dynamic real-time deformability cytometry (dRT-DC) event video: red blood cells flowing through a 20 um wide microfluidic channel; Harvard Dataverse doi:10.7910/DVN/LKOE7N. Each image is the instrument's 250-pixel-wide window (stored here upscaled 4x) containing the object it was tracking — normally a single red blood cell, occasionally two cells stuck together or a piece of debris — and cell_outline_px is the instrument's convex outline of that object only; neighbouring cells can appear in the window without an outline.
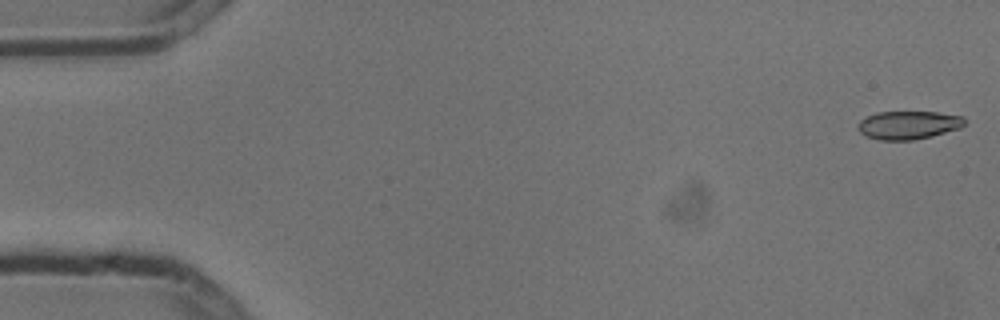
{"species": "common noctule bat (a hibernating species)", "species_latin": "Nyctalus noctula", "temperature_condition": "cold", "stored_images_in_passage": 6, "segment_of_instrument_passage": [2, 2], "camera_frame_rate_fps": 3000, "um_per_image_px": 0.085, "animal": {"sex": "male", "body_mass_g": 13.3}, "frame": {"image": 1, "passage_image": 6, "time_ms": 1.667, "image_size_px": [1000, 320], "cell_outline_px": [[964, 124], [960, 128], [932, 136], [912, 140], [880, 140], [868, 136], [860, 132], [856, 128], [860, 120], [876, 112], [936, 112], [964, 116]], "centroid_in_image_um": [77.21, 10.62], "position_along_channel_um": 7.8, "area_um2": 17.51}}